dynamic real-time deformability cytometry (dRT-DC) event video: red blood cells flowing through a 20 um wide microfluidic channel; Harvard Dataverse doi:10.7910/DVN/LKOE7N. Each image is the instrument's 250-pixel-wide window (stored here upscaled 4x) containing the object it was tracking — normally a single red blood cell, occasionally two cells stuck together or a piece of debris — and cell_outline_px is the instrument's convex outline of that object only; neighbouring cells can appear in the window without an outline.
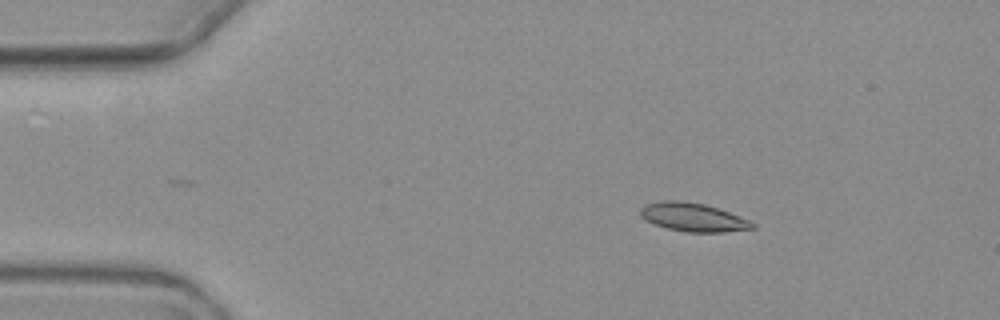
{"species": "common noctule bat (a hibernating species)", "species_latin": "Nyctalus noctula", "temperature_condition": "warm", "stored_images_in_passage": 5, "camera_frame_rate_fps": 3000, "um_per_image_px": 0.085, "animal": {"sex": "female", "body_mass_g": 19.3, "forearm_length_mm": 54.1}, "frame": {"image": 1, "passage_image": 2, "time_ms": 1.0, "image_size_px": [1000, 320], "cell_outline_px": [[756, 228], [724, 232], [688, 232], [668, 228], [656, 224], [640, 216], [640, 208], [648, 204], [660, 200], [680, 200], [704, 204], [728, 212], [748, 220], [756, 224]], "centroid_in_image_um": [58.92, 18.46], "position_along_channel_um": 26.1, "area_um2": 18.32}}
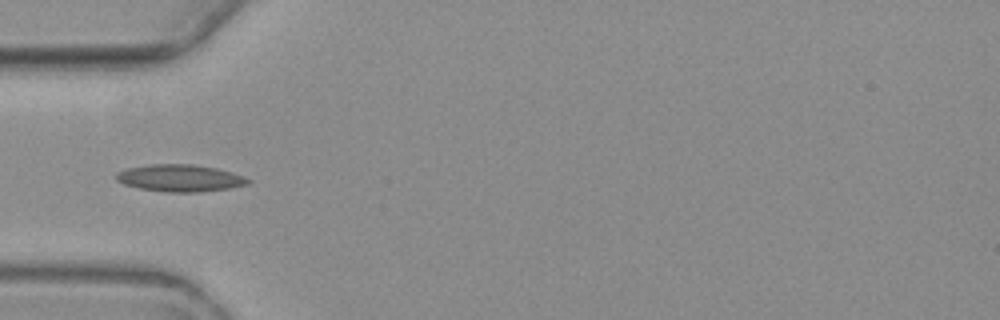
{"frame": {"image": 2, "passage_image": 4, "time_ms": 4.0, "image_size_px": [1000, 320], "cell_outline_px": [[252, 180], [248, 184], [232, 188], [200, 192], [164, 192], [140, 188], [124, 184], [116, 180], [116, 172], [128, 168], [152, 164], [192, 164], [216, 168], [232, 172], [244, 176]], "centroid_in_image_um": [15.33, 15.14], "position_along_channel_um": 69.7, "area_um2": 20.87}}
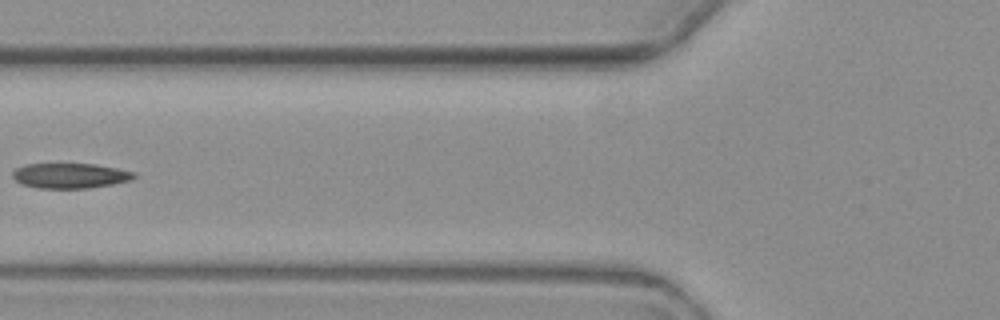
{"frame": {"image": 3, "passage_image": 5, "time_ms": 5.333, "image_size_px": [1000, 320], "cell_outline_px": [[136, 176], [132, 180], [112, 184], [88, 188], [40, 188], [24, 184], [16, 180], [12, 176], [12, 172], [16, 168], [24, 164], [96, 164], [136, 172]], "centroid_in_image_um": [5.99, 14.92], "position_along_channel_um": 119.8, "area_um2": 17.69}}